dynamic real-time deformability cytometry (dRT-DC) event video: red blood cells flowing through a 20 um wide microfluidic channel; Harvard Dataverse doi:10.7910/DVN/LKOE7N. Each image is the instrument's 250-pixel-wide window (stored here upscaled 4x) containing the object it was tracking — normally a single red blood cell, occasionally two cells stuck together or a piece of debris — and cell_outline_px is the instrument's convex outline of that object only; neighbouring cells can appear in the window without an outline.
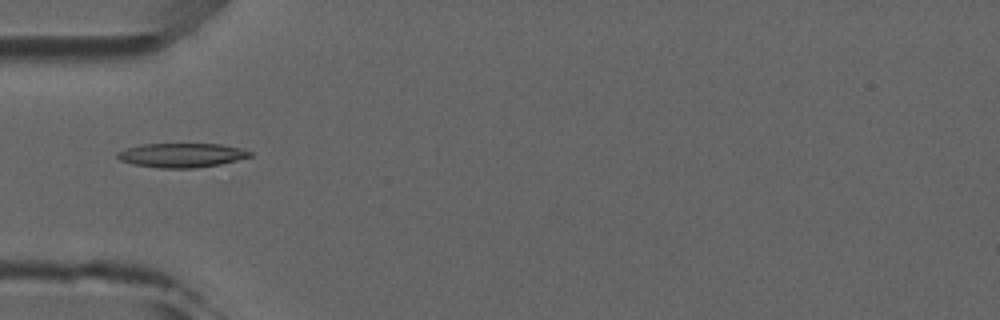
{"species": "common noctule bat (a hibernating species)", "species_latin": "Nyctalus noctula", "temperature_condition": "room temperature", "stored_images_in_passage": 4, "camera_frame_rate_fps": 3000, "um_per_image_px": 0.085, "animal": {"sex": "male", "forearm_length_mm": 52.5}, "frame": {"image": 1, "passage_image": 4, "time_ms": 4.333, "image_size_px": [1000, 320], "cell_outline_px": [[252, 156], [220, 164], [192, 168], [160, 168], [132, 164], [120, 160], [116, 156], [116, 152], [128, 148], [144, 144], [220, 144], [244, 148], [252, 152]], "centroid_in_image_um": [15.45, 13.19], "position_along_channel_um": 69.5, "area_um2": 18.67}}